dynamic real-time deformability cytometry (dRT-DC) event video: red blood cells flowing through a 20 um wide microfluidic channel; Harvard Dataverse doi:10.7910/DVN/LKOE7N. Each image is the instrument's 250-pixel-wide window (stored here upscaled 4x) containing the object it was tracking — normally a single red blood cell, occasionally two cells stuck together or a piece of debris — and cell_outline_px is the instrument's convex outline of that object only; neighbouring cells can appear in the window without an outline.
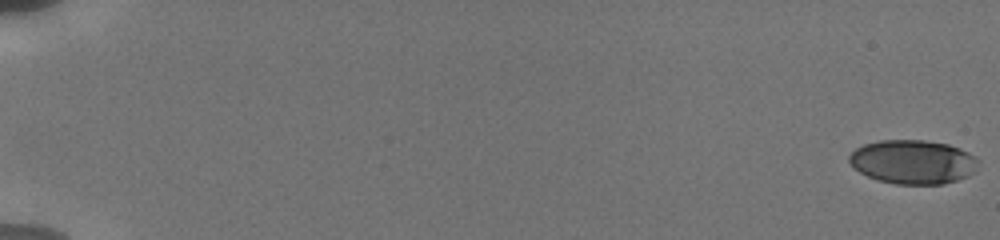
{"species": "human", "species_latin": "Homo sapiens", "temperature_condition": "cold", "stored_images_in_passage": 89, "camera_frame_rate_fps": 3000, "um_per_image_px": 0.085, "donor": {"sex": "male"}, "frame": {"image": 1, "passage_image": 1, "time_ms": 0.0, "image_size_px": [1000, 240], "cell_outline_px": [[980, 160], [972, 172], [968, 176], [944, 184], [896, 184], [876, 180], [852, 168], [848, 160], [848, 156], [856, 148], [864, 144], [880, 140], [924, 140], [948, 144], [960, 148], [976, 156]], "centroid_in_image_um": [77.58, 13.76], "position_along_channel_um": 7.4, "area_um2": 33.29}}
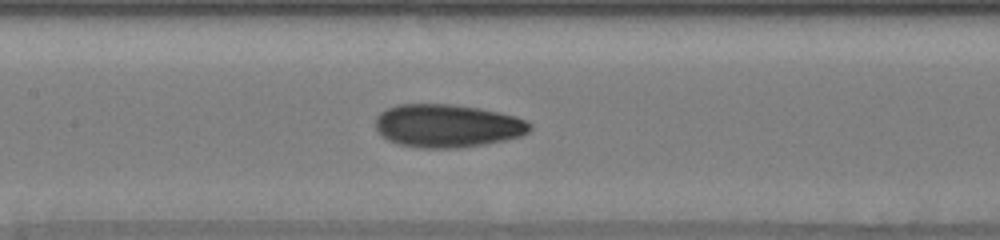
{"frame": {"image": 2, "passage_image": 48, "time_ms": 9.667, "image_size_px": [1000, 240], "cell_outline_px": [[532, 128], [528, 132], [520, 136], [504, 140], [484, 144], [460, 148], [420, 148], [396, 144], [380, 136], [376, 128], [376, 116], [384, 108], [396, 104], [452, 104], [476, 108], [516, 116], [532, 124]], "centroid_in_image_um": [37.96, 10.7], "position_along_channel_um": 169.4, "area_um2": 39.02}}
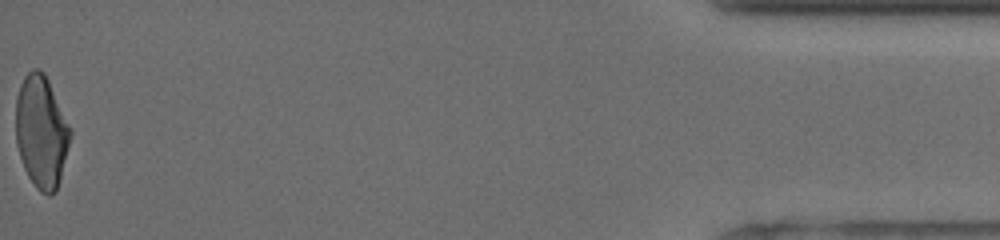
{"frame": {"image": 3, "passage_image": 89, "time_ms": 18.667, "image_size_px": [1000, 240], "cell_outline_px": [[72, 136], [56, 192], [48, 196], [40, 192], [36, 188], [28, 176], [24, 168], [16, 144], [16, 96], [20, 84], [24, 76], [32, 68], [40, 68], [44, 72], [48, 80], [72, 132]], "centroid_in_image_um": [3.51, 11.2], "position_along_channel_um": 431.7, "area_um2": 35.78}, "authors_computed_cell_mechanics": {"area_um2": 36.2984, "velocity_mm_per_s": 3.8225, "shape_relaxation_time_tau1_ms": 5.5409, "shape_relaxation_time_tau2_ms": 1.7662, "deformation_change_tau1": 0.1741, "deformation_change_tau2": 0.0775}}